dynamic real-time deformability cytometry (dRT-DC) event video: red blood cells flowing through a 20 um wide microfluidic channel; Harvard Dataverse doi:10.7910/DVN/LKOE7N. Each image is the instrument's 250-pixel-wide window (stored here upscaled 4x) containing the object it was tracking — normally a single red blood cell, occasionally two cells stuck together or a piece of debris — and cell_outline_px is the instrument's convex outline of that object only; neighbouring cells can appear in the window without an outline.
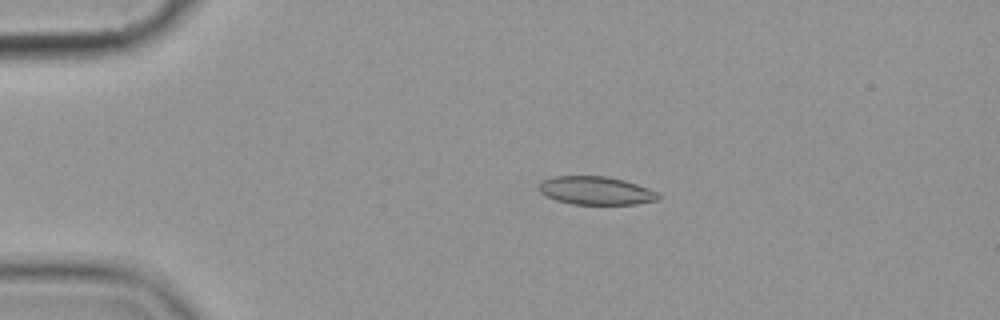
{"species": "common noctule bat (a hibernating species)", "species_latin": "Nyctalus noctula", "temperature_condition": "cold", "stored_images_in_passage": 15, "camera_frame_rate_fps": 3000, "um_per_image_px": 0.085, "animal": {"sex": "female", "body_mass_g": 19.9}, "frame": {"image": 1, "passage_image": 4, "time_ms": 3.333, "image_size_px": [1000, 320], "cell_outline_px": [[660, 200], [636, 204], [572, 204], [556, 200], [540, 192], [540, 184], [544, 180], [552, 176], [608, 176], [624, 180], [648, 188], [656, 192], [660, 196]], "centroid_in_image_um": [50.68, 16.2], "position_along_channel_um": 34.3, "area_um2": 19.54}}
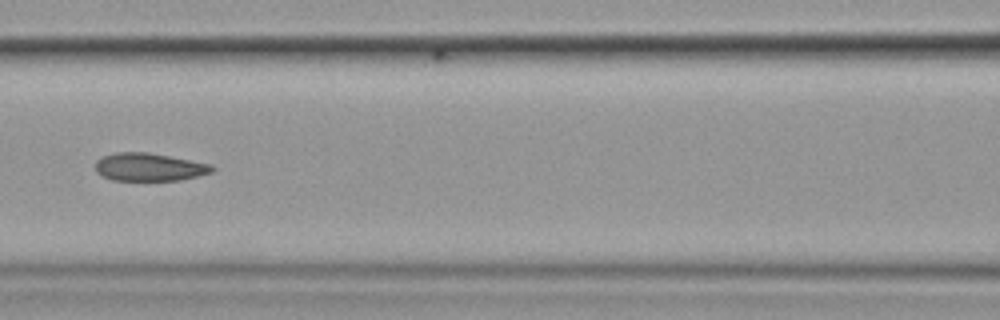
{"frame": {"image": 2, "passage_image": 7, "time_ms": 8.0, "image_size_px": [1000, 320], "cell_outline_px": [[216, 168], [212, 172], [180, 180], [112, 180], [96, 172], [96, 160], [104, 156], [116, 152], [148, 152], [212, 164]], "centroid_in_image_um": [12.7, 14.19], "position_along_channel_um": 153.9, "area_um2": 18.9}}
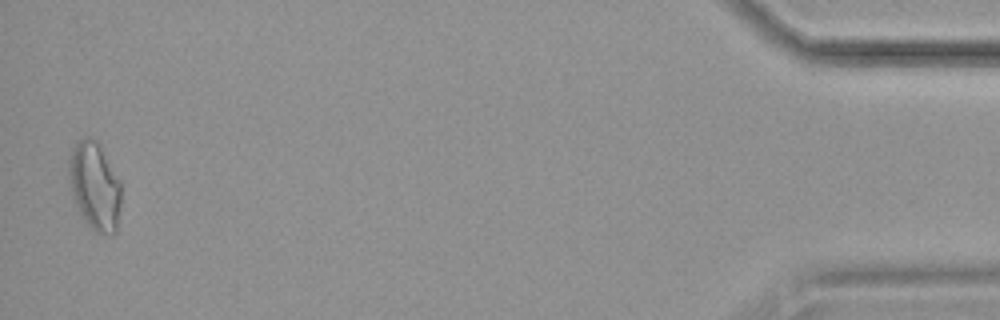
{"frame": {"image": 3, "passage_image": 15, "time_ms": 18.0, "image_size_px": [1000, 320], "cell_outline_px": [[120, 204], [116, 232], [112, 236], [104, 236], [96, 232], [84, 220], [72, 196], [68, 176], [68, 156], [72, 148], [84, 136], [88, 136], [96, 140], [120, 180]], "centroid_in_image_um": [8.04, 15.83], "position_along_channel_um": 427.2, "area_um2": 26.88}, "authors_computed_cell_mechanics": {"area_um2": 19.5942, "velocity_mm_per_s": 3.5688, "shape_relaxation_time_tau1_ms": 6.0287, "shape_relaxation_time_tau2_ms": 2.0078, "deformation_change_tau1": 0.1291, "deformation_change_tau2": 0.0511}}